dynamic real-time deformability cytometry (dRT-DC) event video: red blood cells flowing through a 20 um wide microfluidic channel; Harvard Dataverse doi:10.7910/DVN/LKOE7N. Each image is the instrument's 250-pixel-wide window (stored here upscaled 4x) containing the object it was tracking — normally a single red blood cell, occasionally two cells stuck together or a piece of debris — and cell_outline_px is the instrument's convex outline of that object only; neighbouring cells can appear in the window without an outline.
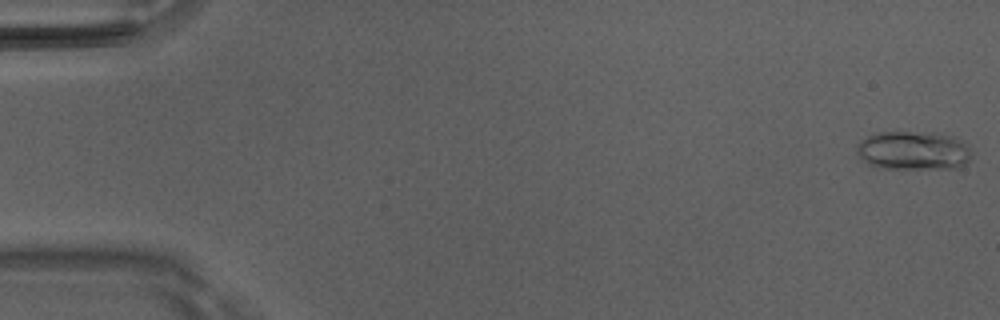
{"species": "Egyptian fruit bat (a non-hibernating species)", "species_latin": "Rousettus aegyptiacus", "temperature_condition": "room temperature", "stored_images_in_passage": 8, "camera_frame_rate_fps": 3000, "um_per_image_px": 0.085, "animal": {"sex": "male"}, "frame": {"image": 1, "passage_image": 1, "time_ms": 0.0, "image_size_px": [1000, 320], "cell_outline_px": [[972, 152], [968, 160], [960, 168], [876, 168], [868, 164], [860, 156], [856, 148], [860, 140], [876, 132], [940, 132], [964, 140]], "centroid_in_image_um": [77.66, 12.78], "position_along_channel_um": 7.3, "area_um2": 26.24}}